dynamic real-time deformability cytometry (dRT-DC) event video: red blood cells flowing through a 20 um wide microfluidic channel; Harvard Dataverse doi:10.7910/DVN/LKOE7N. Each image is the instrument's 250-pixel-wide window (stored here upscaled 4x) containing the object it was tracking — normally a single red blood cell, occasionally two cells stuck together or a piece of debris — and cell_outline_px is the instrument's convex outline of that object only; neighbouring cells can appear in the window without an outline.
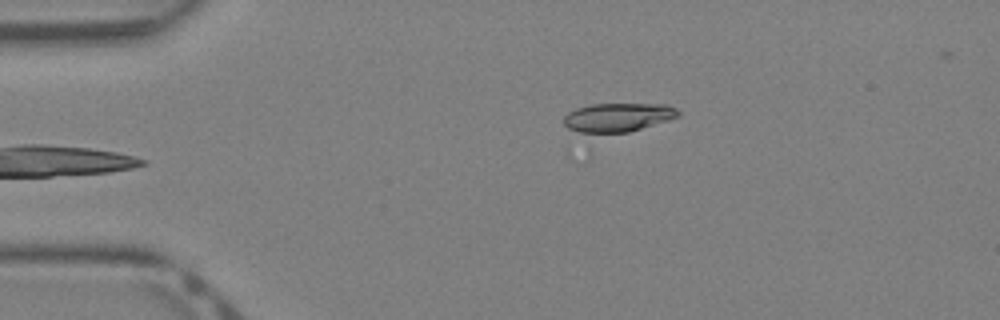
{"species": "Egyptian fruit bat (a non-hibernating species)", "species_latin": "Rousettus aegyptiacus", "temperature_condition": "warm", "stored_images_in_passage": 28, "camera_frame_rate_fps": 3000, "um_per_image_px": 0.085, "animal": {"sex": "female"}, "frame": {"image": 1, "passage_image": 1, "time_ms": 0.0, "image_size_px": [1000, 320], "cell_outline_px": [[680, 116], [668, 120], [628, 132], [588, 136], [568, 128], [564, 124], [564, 116], [568, 112], [576, 108], [592, 104], [668, 104], [676, 108], [680, 112]], "centroid_in_image_um": [52.47, 10.01], "position_along_channel_um": 32.5, "area_um2": 19.77}}
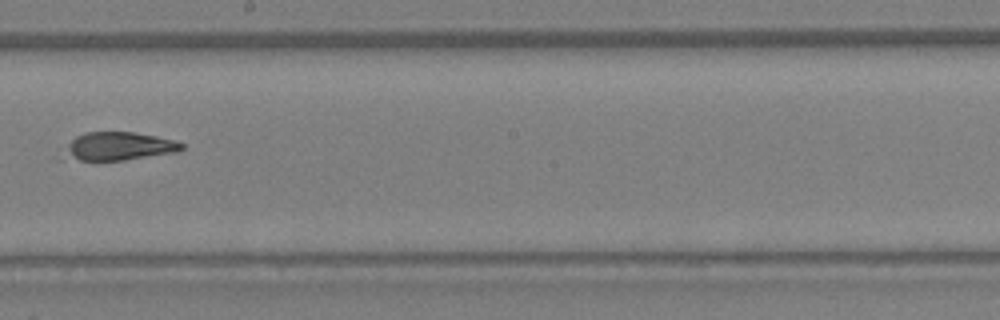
{"frame": {"image": 2, "passage_image": 16, "time_ms": 5.0, "image_size_px": [1000, 320], "cell_outline_px": [[184, 148], [176, 152], [124, 160], [80, 160], [68, 156], [68, 148], [72, 140], [76, 136], [84, 132], [132, 132], [156, 136], [172, 140], [184, 144]], "centroid_in_image_um": [10.18, 12.42], "position_along_channel_um": 238.0, "area_um2": 18.67}}
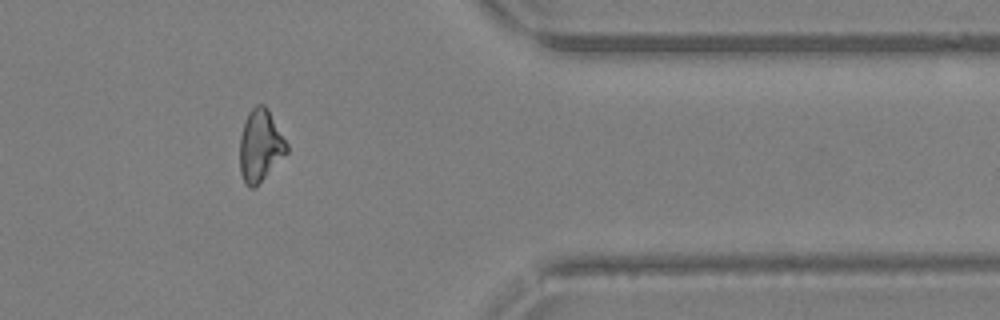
{"frame": {"image": 3, "passage_image": 26, "time_ms": 8.333, "image_size_px": [1000, 320], "cell_outline_px": [[288, 152], [256, 188], [248, 188], [244, 184], [240, 172], [240, 136], [248, 112], [256, 104], [264, 104], [268, 108], [288, 144]], "centroid_in_image_um": [22.12, 12.41], "position_along_channel_um": 389.3, "area_um2": 20.0}}